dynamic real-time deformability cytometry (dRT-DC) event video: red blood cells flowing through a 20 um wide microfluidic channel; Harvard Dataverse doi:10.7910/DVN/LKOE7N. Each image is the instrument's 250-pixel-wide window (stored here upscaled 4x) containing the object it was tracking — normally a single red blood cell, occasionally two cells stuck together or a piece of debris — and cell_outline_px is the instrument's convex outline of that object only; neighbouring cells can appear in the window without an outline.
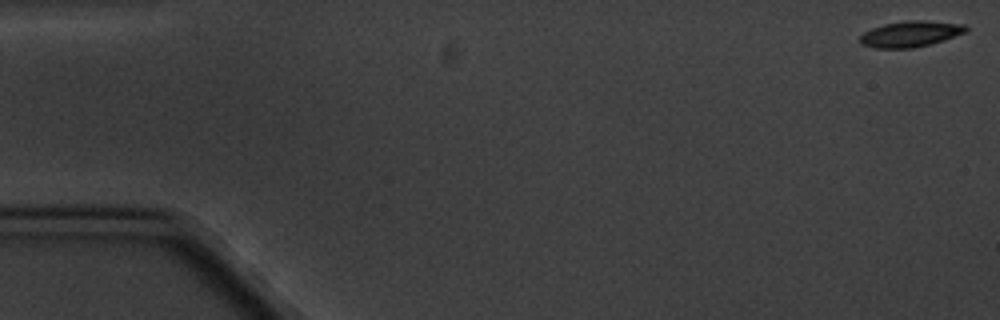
{"species": "common noctule bat (a hibernating species)", "species_latin": "Nyctalus noctula", "temperature_condition": "cold", "stored_images_in_passage": 8, "camera_frame_rate_fps": 3000, "um_per_image_px": 0.085, "animal": {"sex": "male", "body_mass_g": 20.1, "forearm_length_mm": 53.5}, "frame": {"image": 1, "passage_image": 1, "time_ms": 0.0, "image_size_px": [1000, 320], "cell_outline_px": [[968, 28], [964, 32], [944, 40], [912, 48], [876, 48], [860, 44], [856, 40], [864, 32], [872, 28], [884, 24], [908, 20], [920, 20], [964, 24]], "centroid_in_image_um": [77.32, 2.89], "position_along_channel_um": 7.7, "area_um2": 15.9}}
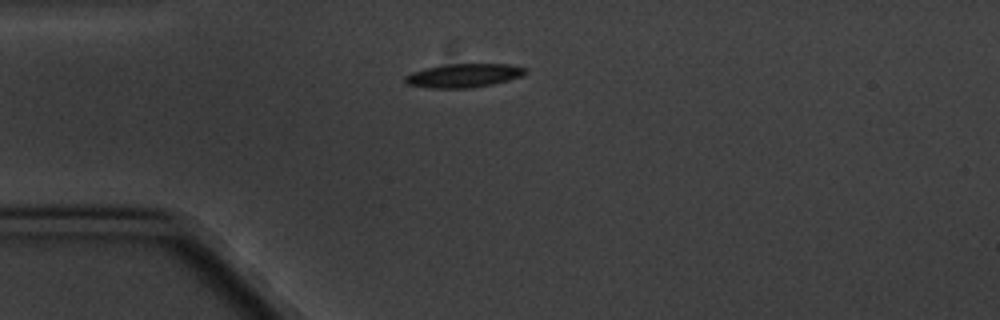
{"frame": {"image": 2, "passage_image": 5, "time_ms": 4.667, "image_size_px": [1000, 320], "cell_outline_px": [[528, 72], [520, 76], [508, 80], [492, 84], [472, 88], [432, 88], [408, 84], [404, 80], [404, 76], [412, 72], [428, 68], [448, 64], [508, 64], [528, 68]], "centroid_in_image_um": [39.45, 6.42], "position_along_channel_um": 45.6, "area_um2": 16.47}}